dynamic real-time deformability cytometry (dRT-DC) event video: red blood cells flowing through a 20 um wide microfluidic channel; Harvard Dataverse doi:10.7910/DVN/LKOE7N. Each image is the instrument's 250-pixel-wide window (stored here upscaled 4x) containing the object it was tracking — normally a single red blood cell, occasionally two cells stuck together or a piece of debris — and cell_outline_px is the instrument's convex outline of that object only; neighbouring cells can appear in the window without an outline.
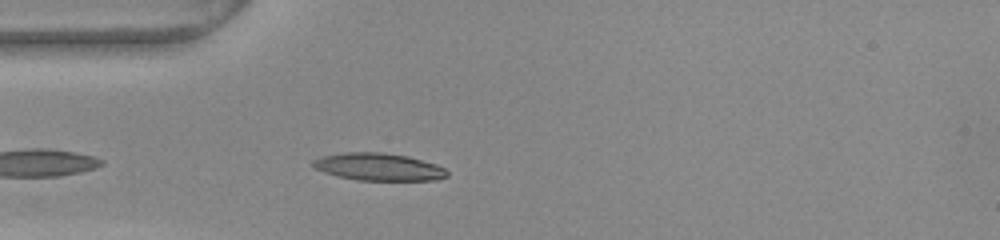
{"species": "common noctule bat (a hibernating species)", "species_latin": "Nyctalus noctula", "temperature_condition": "warm", "stored_images_in_passage": 41, "camera_frame_rate_fps": 3000, "um_per_image_px": 0.085, "animal": {"sex": "female", "body_mass_g": 22.0, "forearm_length_mm": 56.7}, "frame": {"image": 1, "passage_image": 3, "time_ms": 0.667, "image_size_px": [1000, 240], "cell_outline_px": [[448, 176], [436, 180], [356, 180], [336, 176], [312, 168], [312, 160], [324, 156], [344, 152], [380, 152], [408, 156], [436, 164], [444, 168], [448, 172]], "centroid_in_image_um": [32.16, 14.19], "position_along_channel_um": 52.8, "area_um2": 21.5}}
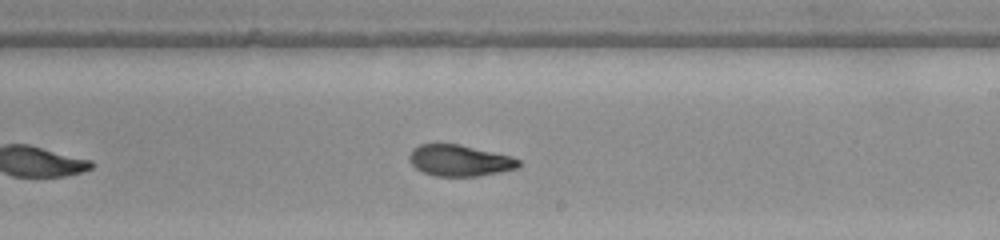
{"frame": {"image": 2, "passage_image": 19, "time_ms": 6.0, "image_size_px": [1000, 240], "cell_outline_px": [[520, 164], [516, 168], [500, 172], [476, 176], [436, 176], [424, 172], [416, 168], [412, 164], [408, 156], [412, 148], [420, 144], [456, 144], [512, 156], [520, 160]], "centroid_in_image_um": [39.05, 13.64], "position_along_channel_um": 250.0, "area_um2": 19.71}}
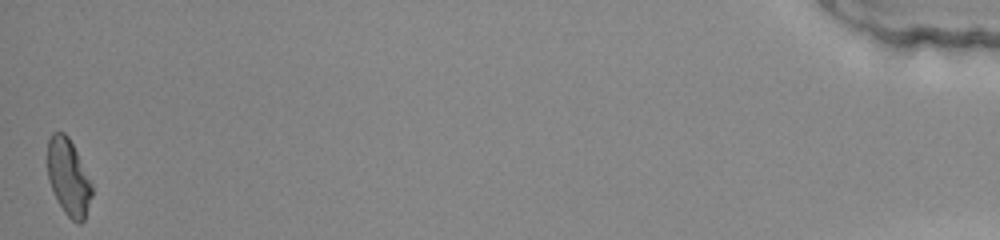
{"frame": {"image": 3, "passage_image": 41, "time_ms": 13.333, "image_size_px": [1000, 240], "cell_outline_px": [[92, 196], [84, 220], [80, 224], [76, 224], [64, 212], [48, 180], [48, 140], [52, 132], [64, 132], [68, 136], [92, 184]], "centroid_in_image_um": [5.82, 15.08], "position_along_channel_um": 429.4, "area_um2": 19.48}, "authors_computed_cell_mechanics": {"area_um2": 20.1722, "velocity_mm_per_s": 3.8169, "shape_relaxation_time_tau1_ms": 4.5719, "shape_relaxation_time_tau2_ms": 2.5611, "deformation_change_tau1": 0.2125, "deformation_change_tau2": 0.0873}}